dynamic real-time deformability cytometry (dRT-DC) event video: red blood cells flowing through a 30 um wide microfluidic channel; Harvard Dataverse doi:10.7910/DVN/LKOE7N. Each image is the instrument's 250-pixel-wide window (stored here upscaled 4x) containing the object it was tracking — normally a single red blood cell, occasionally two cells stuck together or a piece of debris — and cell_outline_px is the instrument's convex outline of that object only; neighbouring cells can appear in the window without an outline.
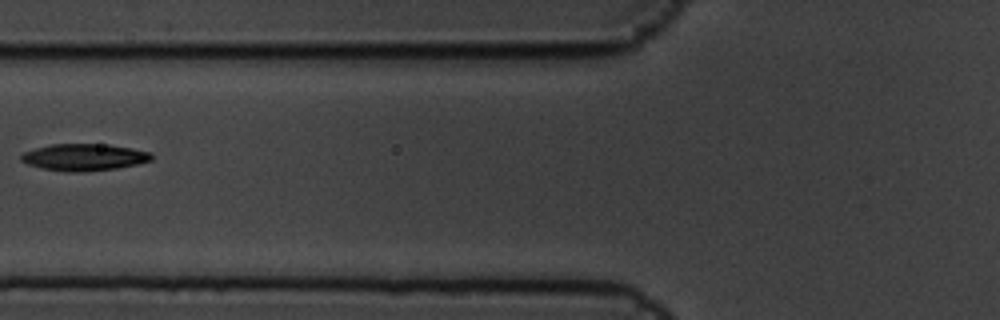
{"species": "common noctule bat (a hibernating species)", "species_latin": "Nyctalus noctula", "temperature_condition": "cold", "stored_images_in_passage": 6, "camera_frame_rate_fps": 3000, "um_per_image_px": 0.085, "animal": {"sex": "male", "body_mass_g": 19.5, "forearm_length_mm": 54.6}, "frame": {"image": 1, "passage_image": 3, "time_ms": 0.667, "image_size_px": [1000, 320], "cell_outline_px": [[152, 160], [136, 164], [116, 168], [84, 172], [68, 172], [40, 168], [28, 164], [20, 160], [20, 156], [24, 152], [36, 148], [52, 144], [108, 144], [132, 148], [152, 152]], "centroid_in_image_um": [7.15, 13.36], "position_along_channel_um": 118.6, "area_um2": 20.46}}
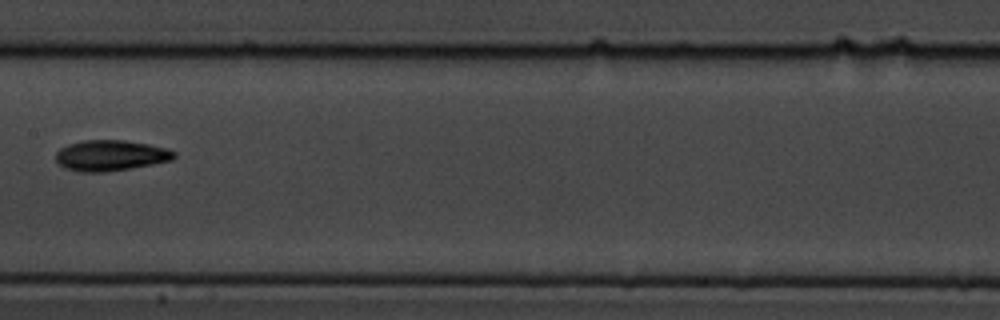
{"frame": {"image": 2, "passage_image": 5, "time_ms": 1.333, "image_size_px": [1000, 320], "cell_outline_px": [[176, 156], [172, 160], [132, 168], [104, 172], [80, 172], [64, 168], [56, 160], [56, 152], [60, 148], [68, 144], [84, 140], [124, 140], [148, 144], [168, 148], [176, 152]], "centroid_in_image_um": [9.41, 13.21], "position_along_channel_um": 198.0, "area_um2": 21.27}}
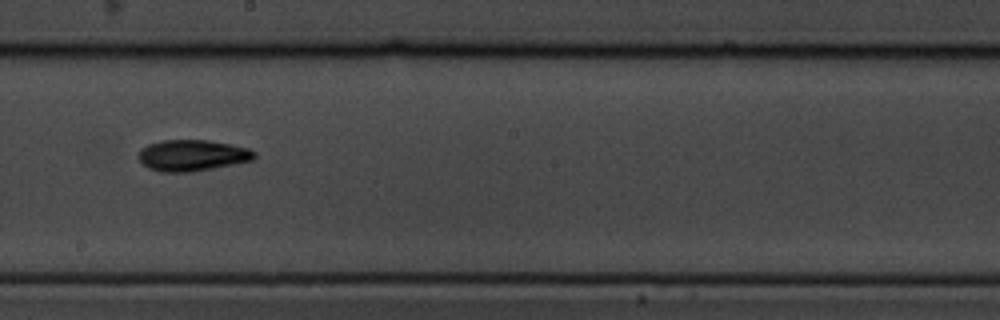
{"frame": {"image": 3, "passage_image": 6, "time_ms": 1.667, "image_size_px": [1000, 320], "cell_outline_px": [[256, 156], [252, 160], [212, 168], [188, 172], [160, 172], [148, 168], [140, 160], [140, 148], [148, 144], [160, 140], [208, 140], [232, 144], [248, 148], [256, 152]], "centroid_in_image_um": [16.34, 13.19], "position_along_channel_um": 231.9, "area_um2": 20.98}}